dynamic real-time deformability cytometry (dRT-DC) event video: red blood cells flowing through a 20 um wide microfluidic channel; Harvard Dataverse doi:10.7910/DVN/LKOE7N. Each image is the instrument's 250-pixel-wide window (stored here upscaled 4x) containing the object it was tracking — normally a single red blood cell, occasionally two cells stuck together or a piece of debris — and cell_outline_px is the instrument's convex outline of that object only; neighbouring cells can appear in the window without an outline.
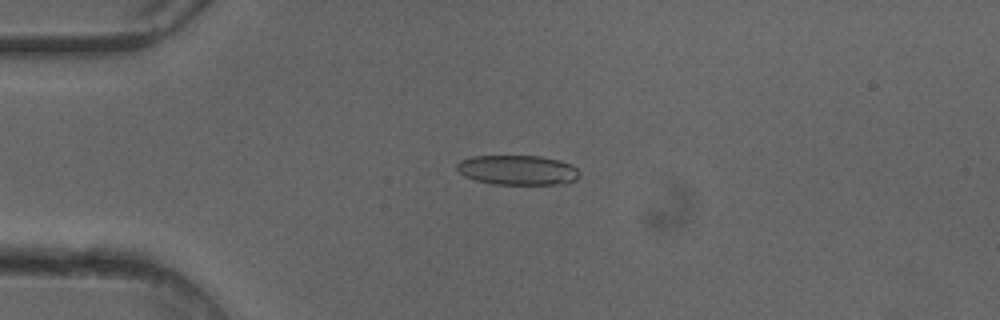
{"species": "common noctule bat (a hibernating species)", "species_latin": "Nyctalus noctula", "temperature_condition": "cold", "stored_images_in_passage": 18, "camera_frame_rate_fps": 3000, "um_per_image_px": 0.085, "animal": {"sex": "female"}, "frame": {"image": 1, "passage_image": 13, "time_ms": 4.0, "image_size_px": [1000, 320], "cell_outline_px": [[580, 176], [576, 180], [568, 184], [492, 184], [476, 180], [464, 176], [456, 168], [456, 164], [460, 160], [472, 156], [540, 156], [560, 160], [572, 164], [580, 172]], "centroid_in_image_um": [44.03, 14.46], "position_along_channel_um": 41.0, "area_um2": 21.5}}